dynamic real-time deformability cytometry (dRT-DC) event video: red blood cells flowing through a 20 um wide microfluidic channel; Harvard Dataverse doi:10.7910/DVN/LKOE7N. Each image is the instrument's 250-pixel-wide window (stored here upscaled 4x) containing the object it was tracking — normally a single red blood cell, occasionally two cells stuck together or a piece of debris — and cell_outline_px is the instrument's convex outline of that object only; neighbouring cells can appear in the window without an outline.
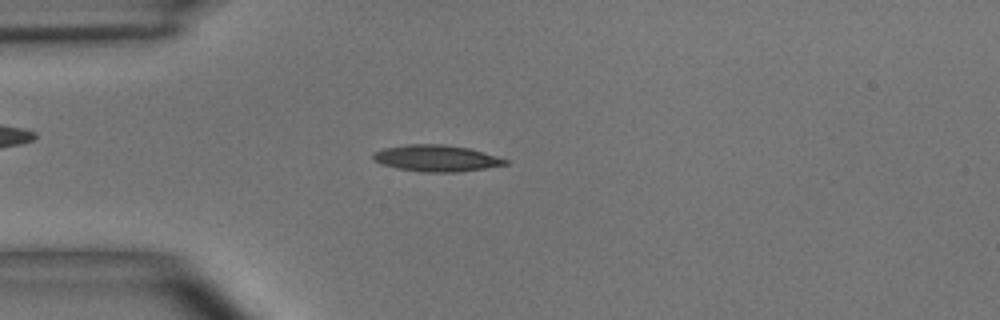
{"species": "common noctule bat (a hibernating species)", "species_latin": "Nyctalus noctula", "temperature_condition": "room temperature", "stored_images_in_passage": 3, "camera_frame_rate_fps": 3000, "um_per_image_px": 0.085, "animal": {"sex": "male", "body_mass_g": 15.6}, "frame": {"image": 1, "passage_image": 3, "time_ms": 2.333, "image_size_px": [1000, 320], "cell_outline_px": [[508, 164], [484, 168], [456, 172], [420, 172], [396, 168], [372, 160], [372, 152], [384, 148], [408, 144], [444, 144], [468, 148], [496, 156], [508, 160]], "centroid_in_image_um": [37.04, 13.45], "position_along_channel_um": 48.0, "area_um2": 20.29}}